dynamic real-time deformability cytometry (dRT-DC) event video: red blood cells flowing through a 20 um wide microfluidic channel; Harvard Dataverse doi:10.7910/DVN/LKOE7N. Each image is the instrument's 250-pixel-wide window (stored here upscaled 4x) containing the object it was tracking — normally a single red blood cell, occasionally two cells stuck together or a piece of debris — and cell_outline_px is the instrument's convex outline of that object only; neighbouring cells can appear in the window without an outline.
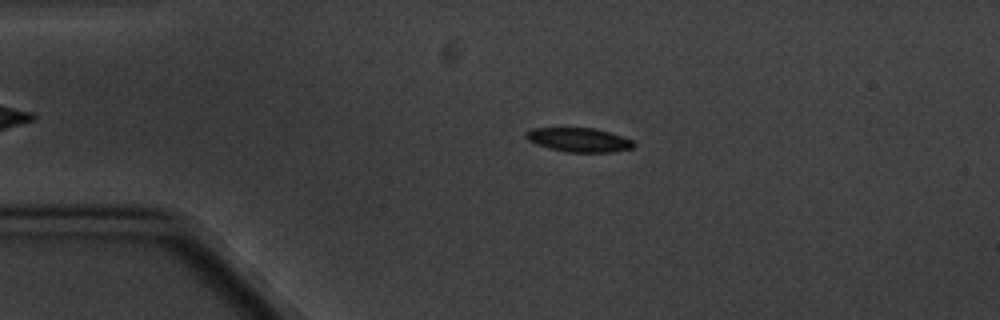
{"species": "common noctule bat (a hibernating species)", "species_latin": "Nyctalus noctula", "temperature_condition": "cold", "stored_images_in_passage": 7, "camera_frame_rate_fps": 3000, "um_per_image_px": 0.085, "animal": {"sex": "male", "body_mass_g": 20.1, "forearm_length_mm": 53.5}, "frame": {"image": 1, "passage_image": 3, "time_ms": 2.333, "image_size_px": [1000, 320], "cell_outline_px": [[636, 144], [632, 148], [612, 152], [568, 152], [548, 148], [536, 144], [528, 140], [524, 136], [524, 132], [532, 128], [596, 128], [632, 140]], "centroid_in_image_um": [49.17, 11.89], "position_along_channel_um": 35.8, "area_um2": 15.09}}
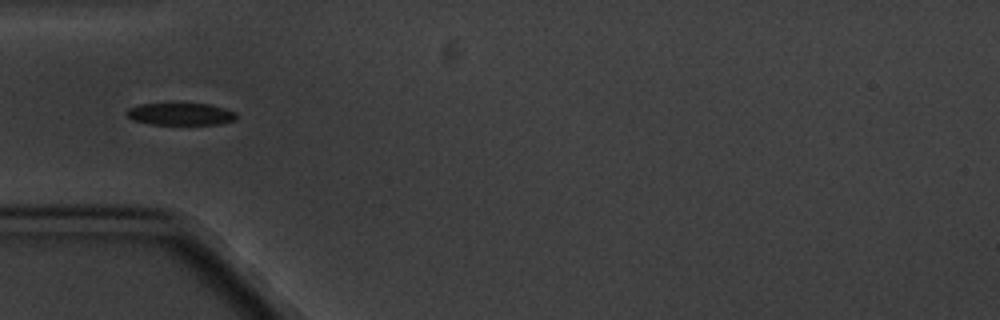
{"frame": {"image": 2, "passage_image": 4, "time_ms": 4.333, "image_size_px": [1000, 320], "cell_outline_px": [[236, 120], [220, 124], [148, 124], [132, 120], [124, 116], [124, 112], [128, 108], [140, 104], [208, 104], [224, 108], [236, 112]], "centroid_in_image_um": [15.29, 9.7], "position_along_channel_um": 69.7, "area_um2": 14.28}}